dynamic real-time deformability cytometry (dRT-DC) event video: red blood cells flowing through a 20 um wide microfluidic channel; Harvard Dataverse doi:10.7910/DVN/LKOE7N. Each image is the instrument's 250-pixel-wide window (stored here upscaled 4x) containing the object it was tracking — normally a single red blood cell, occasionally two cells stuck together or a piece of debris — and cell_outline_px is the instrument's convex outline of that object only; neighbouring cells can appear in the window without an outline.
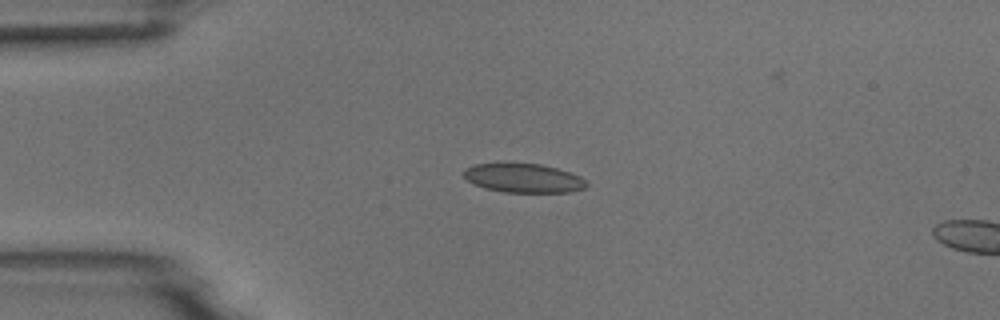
{"species": "common noctule bat (a hibernating species)", "species_latin": "Nyctalus noctula", "temperature_condition": "room temperature", "stored_images_in_passage": 2, "camera_frame_rate_fps": 3000, "um_per_image_px": 0.085, "animal": {"sex": "male", "body_mass_g": 18.8}, "frame": {"image": 1, "passage_image": 1, "time_ms": 0.0, "image_size_px": [1000, 320], "cell_outline_px": [[588, 184], [584, 188], [568, 192], [504, 192], [484, 188], [468, 180], [464, 176], [464, 168], [476, 164], [540, 164], [556, 168], [580, 176]], "centroid_in_image_um": [44.5, 15.15], "position_along_channel_um": 40.5, "area_um2": 20.35}}